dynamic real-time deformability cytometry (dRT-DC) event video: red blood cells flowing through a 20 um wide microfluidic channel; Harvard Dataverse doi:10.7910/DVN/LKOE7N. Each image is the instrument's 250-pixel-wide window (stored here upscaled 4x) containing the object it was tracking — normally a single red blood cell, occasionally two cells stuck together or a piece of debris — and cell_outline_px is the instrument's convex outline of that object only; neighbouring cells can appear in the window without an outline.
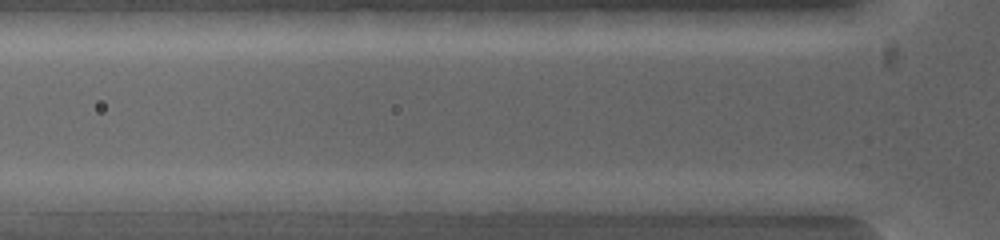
{"species": "common noctule bat (a hibernating species)", "species_latin": "Nyctalus noctula", "temperature_condition": "warm", "stored_images_in_passage": 3, "segment_of_instrument_passage": [2, 2], "camera_frame_rate_fps": 5000, "um_per_image_px": 0.085, "animal": {"sex": "female", "body_mass_g": 19.0, "forearm_length_mm": 53.3}, "frame": {"image": 1, "passage_image": 3, "time_ms": 0.8, "image_size_px": [1000, 240], "cell_outline_px": [[780, 216], [768, 216], [652, 208], [628, 200], [780, 200]], "centroid_in_image_um": [61.11, 17.53], "position_along_channel_um": 64.7, "area_um2": 12.14}}